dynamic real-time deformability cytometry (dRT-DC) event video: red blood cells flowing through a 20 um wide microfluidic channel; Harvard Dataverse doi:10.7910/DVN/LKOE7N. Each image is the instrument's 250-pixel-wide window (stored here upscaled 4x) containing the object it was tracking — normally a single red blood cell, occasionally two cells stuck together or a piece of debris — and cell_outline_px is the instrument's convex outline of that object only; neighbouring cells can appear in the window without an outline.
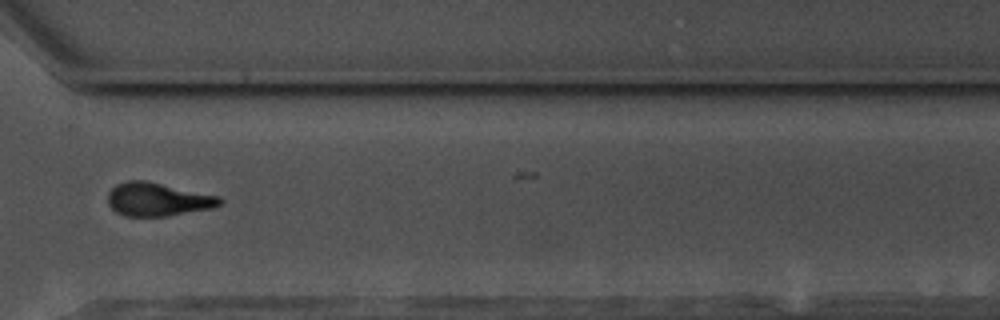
{"species": "common noctule bat (a hibernating species)", "species_latin": "Nyctalus noctula", "temperature_condition": "warm", "stored_images_in_passage": 32, "camera_frame_rate_fps": 3000, "um_per_image_px": 0.085, "animal": {"sex": "male", "body_mass_g": 17.5, "forearm_length_mm": 52.3}, "frame": {"image": 1, "passage_image": 27, "time_ms": 8.667, "image_size_px": [1000, 320], "cell_outline_px": [[224, 200], [220, 204], [212, 208], [168, 216], [124, 216], [116, 212], [108, 204], [108, 192], [116, 184], [128, 180], [144, 180], [220, 196]], "centroid_in_image_um": [13.4, 16.95], "position_along_channel_um": 357.2, "area_um2": 21.79}, "authors_computed_cell_mechanics": {"area_um2": 22.1952, "velocity_mm_per_s": 3.5869, "shape_relaxation_time_tau1_ms": 3.1904, "shape_relaxation_time_tau2_ms": 3.2812, "deformation_change_tau1": 0.1574, "deformation_change_tau2": 0.1203}}